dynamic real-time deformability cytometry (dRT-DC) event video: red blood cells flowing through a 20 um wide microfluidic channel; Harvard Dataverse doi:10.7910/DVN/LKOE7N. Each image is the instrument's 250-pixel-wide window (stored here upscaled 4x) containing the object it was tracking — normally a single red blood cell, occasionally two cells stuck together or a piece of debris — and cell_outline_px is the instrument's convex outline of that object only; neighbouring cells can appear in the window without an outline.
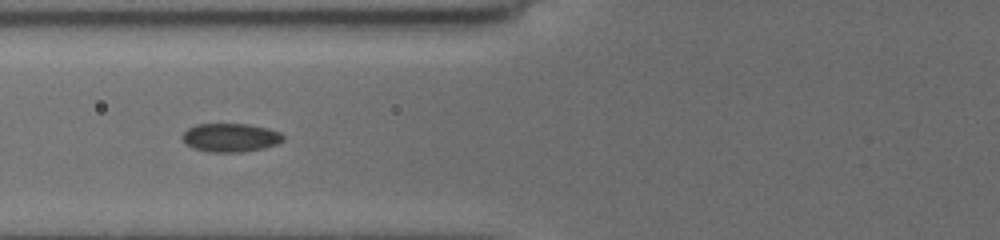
{"species": "common noctule bat (a hibernating species)", "species_latin": "Nyctalus noctula", "temperature_condition": "cold", "stored_images_in_passage": 12, "segment_of_instrument_passage": [2, 2], "camera_frame_rate_fps": 3000, "um_per_image_px": 0.085, "animal": {"sex": "female", "body_mass_g": 19.5, "forearm_length_mm": 54.1}, "frame": {"image": 1, "passage_image": 9, "time_ms": 7.667, "image_size_px": [1000, 240], "cell_outline_px": [[284, 140], [276, 144], [264, 148], [240, 152], [208, 152], [192, 148], [180, 136], [188, 128], [196, 124], [248, 124], [268, 128], [280, 132], [284, 136]], "centroid_in_image_um": [19.59, 11.69], "position_along_channel_um": 106.2, "area_um2": 16.82}}
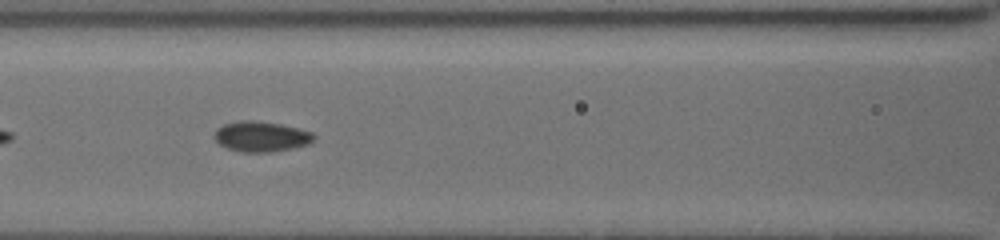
{"frame": {"image": 2, "passage_image": 10, "time_ms": 8.667, "image_size_px": [1000, 240], "cell_outline_px": [[316, 136], [308, 144], [292, 148], [272, 152], [240, 152], [228, 148], [220, 144], [212, 136], [216, 128], [224, 124], [240, 120], [252, 120], [280, 124], [312, 132]], "centroid_in_image_um": [22.16, 11.6], "position_along_channel_um": 144.4, "area_um2": 17.57}}
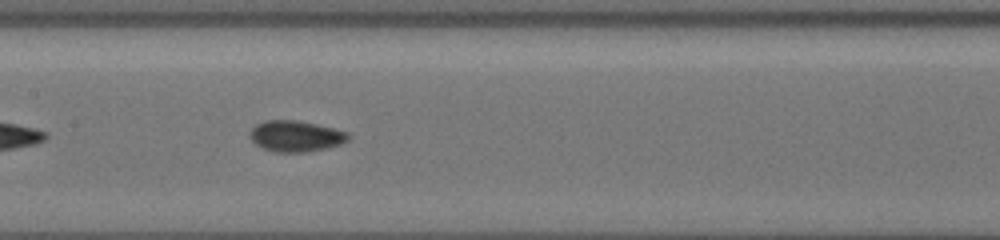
{"frame": {"image": 3, "passage_image": 11, "time_ms": 9.667, "image_size_px": [1000, 240], "cell_outline_px": [[348, 140], [340, 144], [328, 148], [308, 152], [276, 152], [264, 148], [256, 144], [248, 136], [248, 132], [256, 124], [264, 120], [296, 120], [316, 124], [348, 132]], "centroid_in_image_um": [25.11, 11.57], "position_along_channel_um": 182.3, "area_um2": 17.8}}